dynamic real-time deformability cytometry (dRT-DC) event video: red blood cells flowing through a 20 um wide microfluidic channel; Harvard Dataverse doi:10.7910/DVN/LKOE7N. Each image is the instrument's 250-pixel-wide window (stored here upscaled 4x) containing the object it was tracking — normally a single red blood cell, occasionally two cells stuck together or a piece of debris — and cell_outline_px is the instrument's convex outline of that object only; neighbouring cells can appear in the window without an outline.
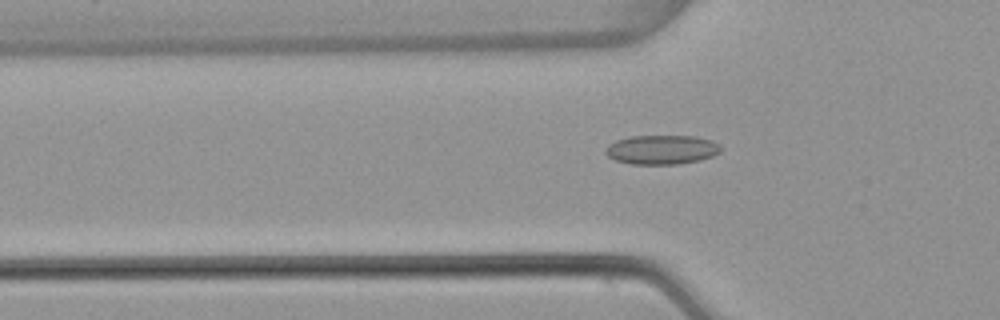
{"species": "common noctule bat (a hibernating species)", "species_latin": "Nyctalus noctula", "temperature_condition": "warm", "stored_images_in_passage": 38, "camera_frame_rate_fps": 3000, "um_per_image_px": 0.085, "animal": {"sex": "female", "body_mass_g": 22.7, "forearm_length_mm": 54.2}, "frame": {"image": 1, "passage_image": 2, "time_ms": 0.333, "image_size_px": [1000, 320], "cell_outline_px": [[720, 152], [712, 156], [700, 160], [676, 164], [632, 164], [616, 160], [608, 156], [604, 152], [604, 148], [608, 144], [616, 140], [632, 136], [696, 136], [712, 140], [720, 144]], "centroid_in_image_um": [56.24, 12.71], "position_along_channel_um": 69.6, "area_um2": 19.71}}
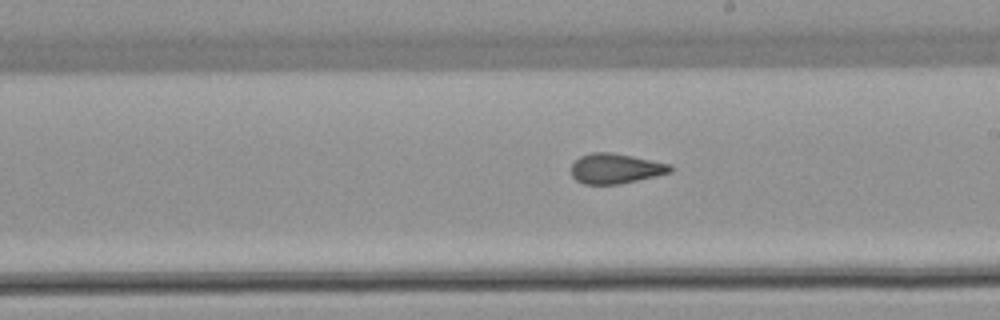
{"frame": {"image": 2, "passage_image": 15, "time_ms": 4.667, "image_size_px": [1000, 320], "cell_outline_px": [[672, 172], [656, 176], [620, 184], [584, 184], [576, 180], [572, 176], [572, 164], [580, 156], [592, 152], [612, 152], [672, 164]], "centroid_in_image_um": [52.34, 14.32], "position_along_channel_um": 236.7, "area_um2": 17.4}}
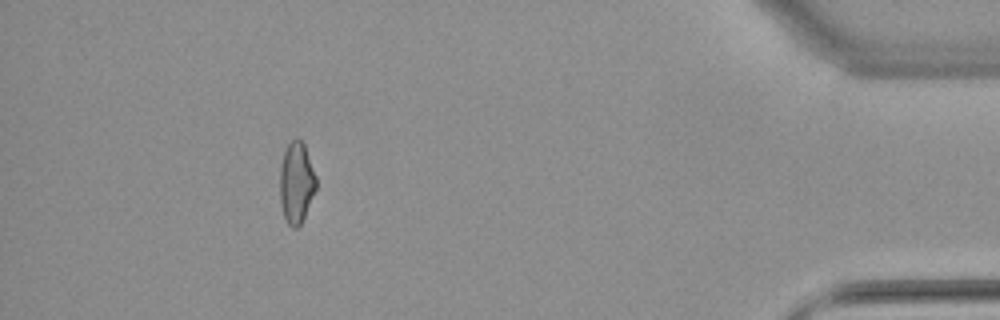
{"frame": {"image": 3, "passage_image": 33, "time_ms": 10.667, "image_size_px": [1000, 320], "cell_outline_px": [[316, 188], [304, 216], [300, 224], [296, 228], [292, 228], [288, 224], [284, 216], [280, 204], [280, 168], [284, 152], [288, 144], [296, 136], [304, 144], [316, 176]], "centroid_in_image_um": [25.18, 15.52], "position_along_channel_um": 410.0, "area_um2": 16.99}, "authors_computed_cell_mechanics": {"area_um2": 17.5712, "velocity_mm_per_s": 3.8463, "shape_relaxation_time_tau1_ms": null, "shape_relaxation_time_tau2_ms": 1.4787, "deformation_change_tau1": null, "deformation_change_tau2": 0.0518}}